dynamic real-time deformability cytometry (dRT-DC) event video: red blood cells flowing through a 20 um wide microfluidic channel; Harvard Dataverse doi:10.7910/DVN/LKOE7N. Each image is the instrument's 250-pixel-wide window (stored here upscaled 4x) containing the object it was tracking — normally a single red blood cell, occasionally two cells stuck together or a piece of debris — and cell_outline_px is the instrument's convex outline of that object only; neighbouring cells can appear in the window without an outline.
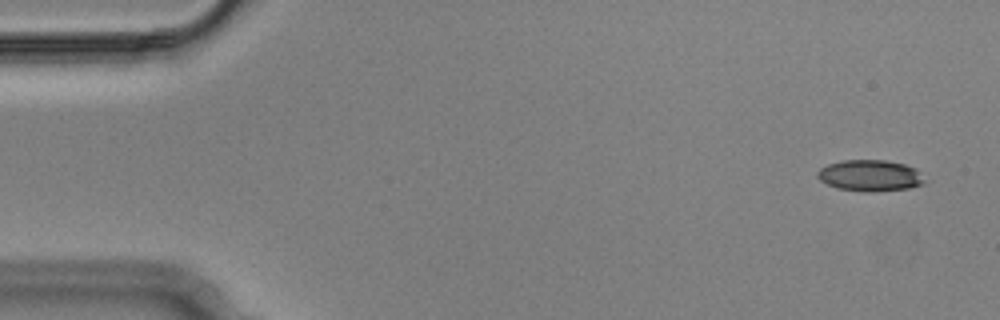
{"species": "Egyptian fruit bat (a non-hibernating species)", "species_latin": "Rousettus aegyptiacus", "temperature_condition": "cold", "stored_images_in_passage": 6, "camera_frame_rate_fps": 3000, "um_per_image_px": 0.085, "animal": {"sex": "male"}, "frame": {"image": 1, "passage_image": 1, "time_ms": 0.0, "image_size_px": [1000, 320], "cell_outline_px": [[928, 180], [924, 184], [908, 188], [872, 192], [864, 192], [836, 188], [820, 180], [816, 176], [816, 172], [820, 168], [828, 164], [844, 160], [884, 160], [904, 164], [916, 168]], "centroid_in_image_um": [73.98, 14.93], "position_along_channel_um": 11.0, "area_um2": 19.77}}